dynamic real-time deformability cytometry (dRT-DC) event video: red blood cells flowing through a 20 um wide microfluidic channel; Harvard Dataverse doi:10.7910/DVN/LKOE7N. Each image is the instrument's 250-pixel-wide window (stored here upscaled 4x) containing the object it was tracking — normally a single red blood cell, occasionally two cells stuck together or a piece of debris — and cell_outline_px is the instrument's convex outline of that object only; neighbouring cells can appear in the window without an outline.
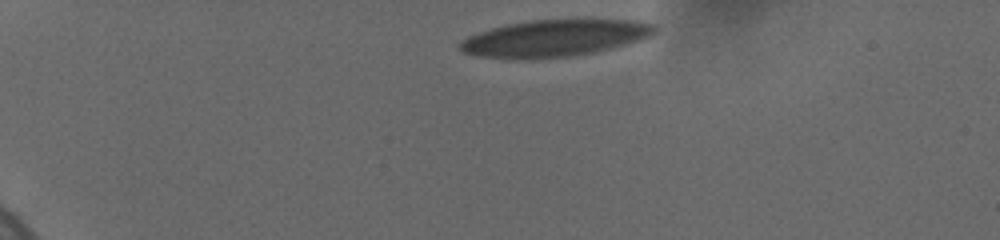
{"species": "human", "species_latin": "Homo sapiens", "temperature_condition": "cold", "stored_images_in_passage": 29, "camera_frame_rate_fps": 3000, "um_per_image_px": 0.085, "donor": {"sex": "female"}, "frame": {"image": 1, "passage_image": 1, "time_ms": 0.0, "image_size_px": [1000, 240], "cell_outline_px": [[656, 28], [652, 32], [644, 36], [632, 40], [592, 52], [572, 56], [480, 56], [464, 52], [460, 48], [460, 44], [468, 36], [492, 28], [508, 24], [532, 20], [628, 20], [652, 24]], "centroid_in_image_um": [47.07, 3.2], "position_along_channel_um": 37.9, "area_um2": 39.02}}
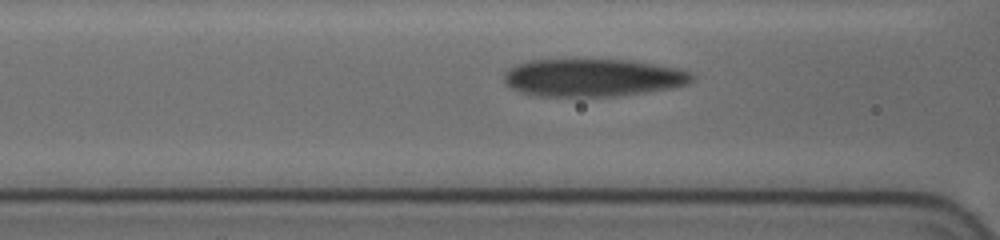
{"frame": {"image": 2, "passage_image": 19, "time_ms": 4.333, "image_size_px": [1000, 240], "cell_outline_px": [[696, 76], [688, 84], [668, 88], [644, 92], [616, 96], [536, 96], [520, 92], [512, 88], [504, 80], [504, 76], [512, 68], [528, 60], [564, 56], [628, 60], [684, 68], [692, 72]], "centroid_in_image_um": [50.41, 6.54], "position_along_channel_um": 116.2, "area_um2": 42.54}}
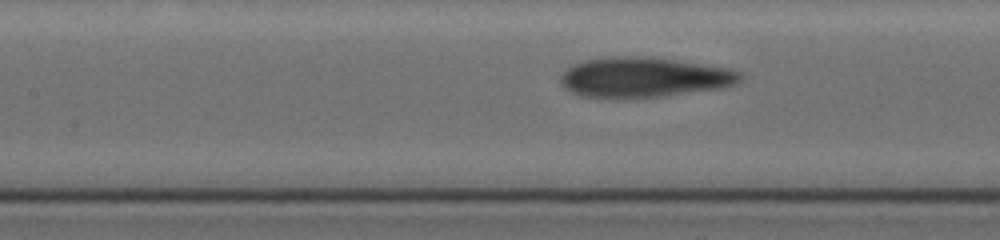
{"frame": {"image": 3, "passage_image": 25, "time_ms": 5.333, "image_size_px": [1000, 240], "cell_outline_px": [[740, 80], [736, 84], [724, 88], [656, 96], [588, 96], [572, 92], [560, 80], [560, 76], [572, 64], [584, 60], [608, 56], [652, 56], [724, 68], [740, 72]], "centroid_in_image_um": [54.74, 6.53], "position_along_channel_um": 152.7, "area_um2": 40.86}}